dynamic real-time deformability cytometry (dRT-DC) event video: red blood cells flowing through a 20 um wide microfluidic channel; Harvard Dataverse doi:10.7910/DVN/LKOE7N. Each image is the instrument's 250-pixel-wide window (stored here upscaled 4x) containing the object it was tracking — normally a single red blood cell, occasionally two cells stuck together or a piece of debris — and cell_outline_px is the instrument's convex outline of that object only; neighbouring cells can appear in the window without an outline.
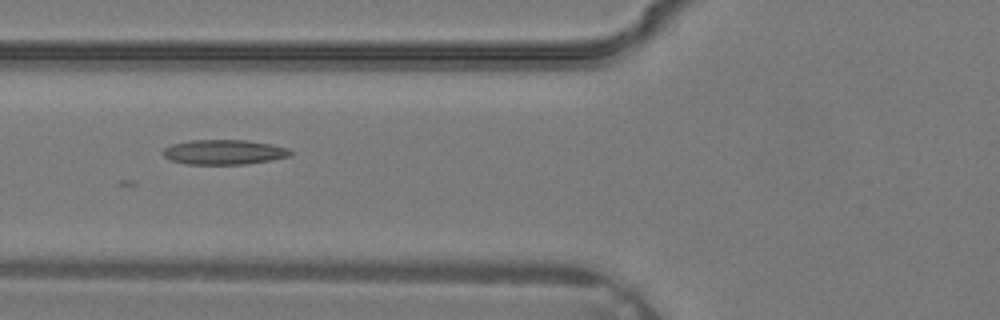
{"species": "common noctule bat (a hibernating species)", "species_latin": "Nyctalus noctula", "temperature_condition": "warm", "stored_images_in_passage": 13, "camera_frame_rate_fps": 3000, "um_per_image_px": 0.085, "animal": {"sex": "male", "body_mass_g": 19.2, "forearm_length_mm": 51.8}, "frame": {"image": 1, "passage_image": 4, "time_ms": 1.0, "image_size_px": [1000, 320], "cell_outline_px": [[292, 156], [272, 160], [248, 164], [188, 164], [172, 160], [164, 156], [160, 152], [164, 148], [172, 144], [192, 140], [248, 140], [272, 144], [288, 148], [292, 152]], "centroid_in_image_um": [19.07, 12.92], "position_along_channel_um": 106.7, "area_um2": 18.55}}